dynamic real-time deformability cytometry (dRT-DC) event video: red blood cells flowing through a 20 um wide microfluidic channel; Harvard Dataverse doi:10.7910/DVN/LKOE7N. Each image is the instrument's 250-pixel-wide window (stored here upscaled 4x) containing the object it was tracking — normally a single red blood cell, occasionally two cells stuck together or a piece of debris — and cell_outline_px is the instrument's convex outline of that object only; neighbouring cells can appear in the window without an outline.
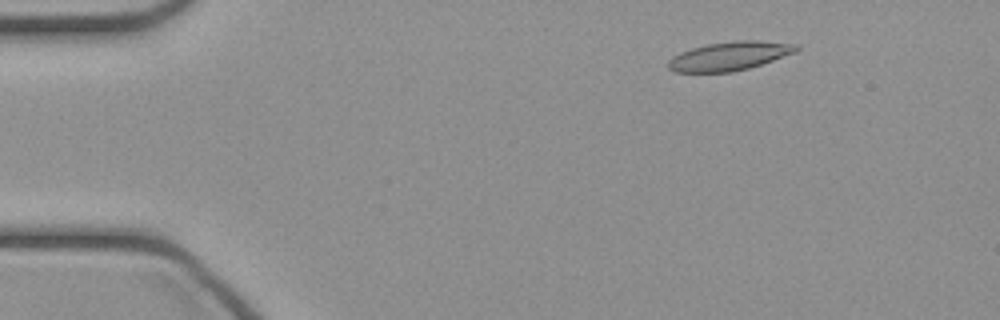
{"species": "common noctule bat (a hibernating species)", "species_latin": "Nyctalus noctula", "temperature_condition": "cold", "stored_images_in_passage": 47, "camera_frame_rate_fps": 3000, "um_per_image_px": 0.085, "animal": {"sex": "female", "body_mass_g": 21.9}, "frame": {"image": 1, "passage_image": 7, "time_ms": 2.0, "image_size_px": [1000, 320], "cell_outline_px": [[800, 48], [796, 52], [748, 68], [732, 72], [676, 72], [668, 68], [668, 60], [672, 56], [680, 52], [692, 48], [708, 44], [736, 40], [756, 40], [796, 44]], "centroid_in_image_um": [61.98, 4.76], "position_along_channel_um": 23.0, "area_um2": 21.33}}
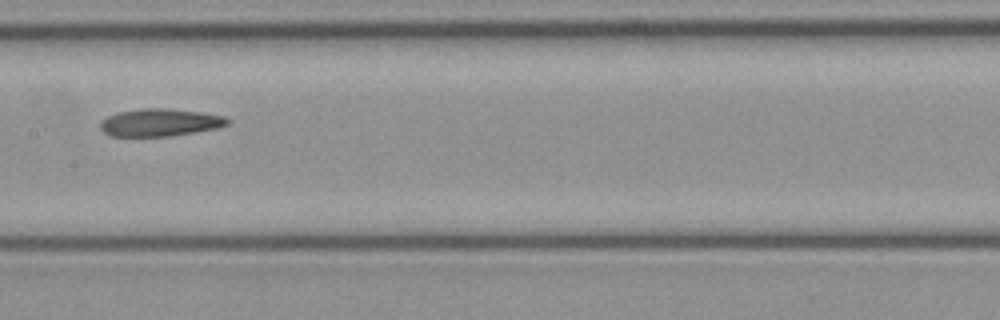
{"frame": {"image": 2, "passage_image": 24, "time_ms": 7.667, "image_size_px": [1000, 320], "cell_outline_px": [[232, 120], [228, 124], [216, 128], [168, 136], [108, 136], [100, 128], [100, 124], [108, 116], [120, 112], [144, 108], [168, 108], [200, 112], [224, 116]], "centroid_in_image_um": [13.61, 10.41], "position_along_channel_um": 193.8, "area_um2": 20.17}}
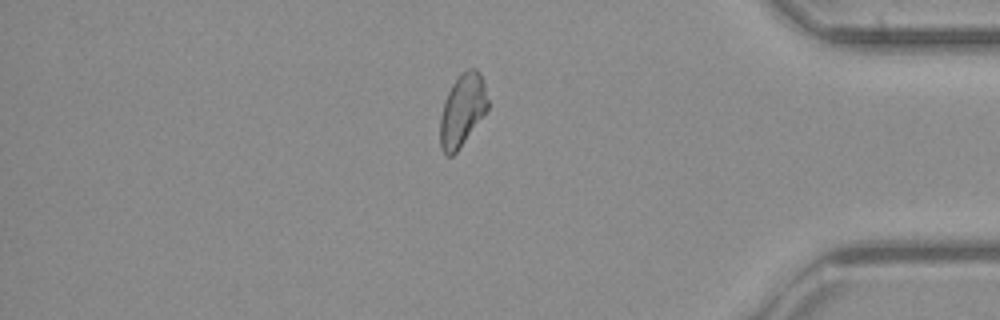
{"frame": {"image": 3, "passage_image": 40, "time_ms": 13.0, "image_size_px": [1000, 320], "cell_outline_px": [[488, 108], [456, 152], [452, 156], [448, 156], [440, 148], [440, 116], [444, 100], [452, 84], [460, 72], [468, 68], [476, 68], [480, 72], [484, 80], [488, 100]], "centroid_in_image_um": [39.29, 9.31], "position_along_channel_um": 395.9, "area_um2": 20.06}}